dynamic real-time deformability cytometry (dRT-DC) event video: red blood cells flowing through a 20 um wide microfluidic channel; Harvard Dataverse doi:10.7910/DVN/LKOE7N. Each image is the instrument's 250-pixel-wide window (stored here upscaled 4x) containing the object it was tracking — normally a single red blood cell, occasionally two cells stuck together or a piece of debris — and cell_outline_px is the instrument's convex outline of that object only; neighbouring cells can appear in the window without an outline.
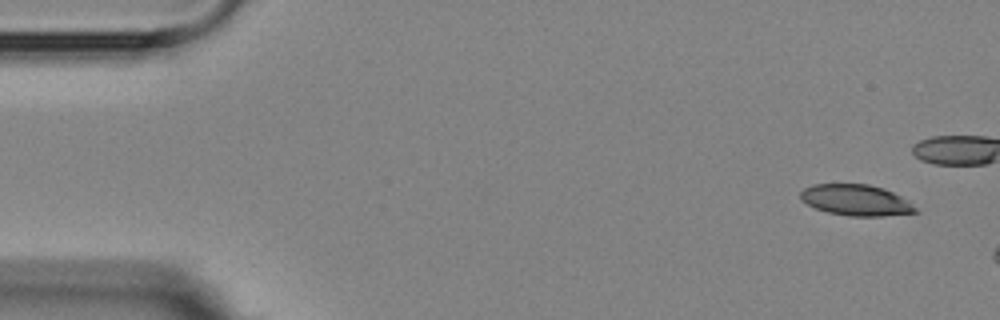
{"species": "Egyptian fruit bat (a non-hibernating species)", "species_latin": "Rousettus aegyptiacus", "temperature_condition": "room temperature", "stored_images_in_passage": 3, "camera_frame_rate_fps": 3000, "um_per_image_px": 0.085, "animal": {"sex": "female"}, "frame": {"image": 1, "passage_image": 1, "time_ms": 0.0, "image_size_px": [1000, 320], "cell_outline_px": [[920, 212], [884, 216], [848, 216], [828, 212], [816, 208], [800, 200], [800, 192], [804, 188], [812, 184], [868, 184], [884, 188], [908, 200]], "centroid_in_image_um": [72.76, 17.01], "position_along_channel_um": 12.2, "area_um2": 20.87}}